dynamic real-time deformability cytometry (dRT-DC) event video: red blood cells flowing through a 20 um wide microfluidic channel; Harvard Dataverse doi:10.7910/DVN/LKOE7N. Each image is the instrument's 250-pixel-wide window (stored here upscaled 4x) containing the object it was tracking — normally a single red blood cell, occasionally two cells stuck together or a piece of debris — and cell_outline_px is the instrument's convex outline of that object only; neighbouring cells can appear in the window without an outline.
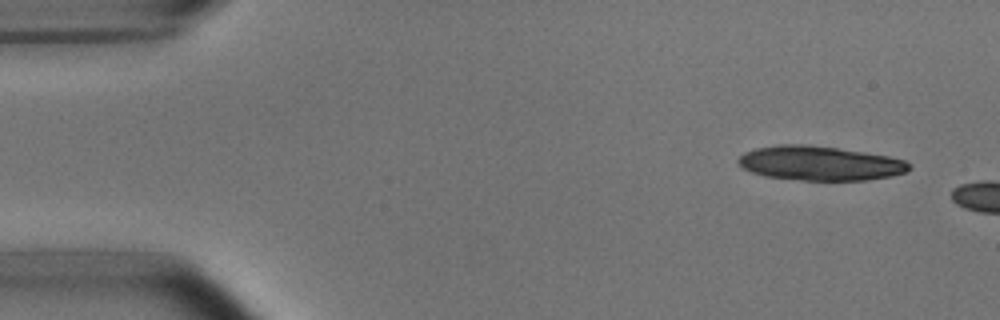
{"species": "common noctule bat (a hibernating species)", "species_latin": "Nyctalus noctula", "temperature_condition": "room temperature", "stored_images_in_passage": 4, "camera_frame_rate_fps": 3000, "um_per_image_px": 0.085, "animal": {"sex": "male", "body_mass_g": 15.6}, "frame": {"image": 1, "passage_image": 1, "time_ms": 0.0, "image_size_px": [1000, 320], "cell_outline_px": [[912, 168], [904, 172], [892, 176], [868, 180], [800, 180], [764, 176], [752, 172], [744, 168], [736, 160], [744, 152], [756, 148], [780, 144], [804, 144], [836, 148], [888, 156], [904, 160]], "centroid_in_image_um": [69.66, 13.88], "position_along_channel_um": 15.3, "area_um2": 33.99}}